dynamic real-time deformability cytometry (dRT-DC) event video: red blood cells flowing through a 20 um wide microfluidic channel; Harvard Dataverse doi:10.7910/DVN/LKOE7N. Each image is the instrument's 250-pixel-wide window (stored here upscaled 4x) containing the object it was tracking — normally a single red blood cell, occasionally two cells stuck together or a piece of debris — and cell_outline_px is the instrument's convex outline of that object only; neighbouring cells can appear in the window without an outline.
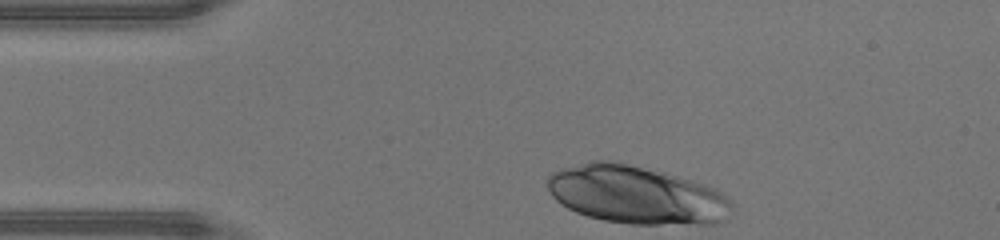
{"species": "human", "species_latin": "Homo sapiens", "temperature_condition": "warm", "stored_images_in_passage": 28, "camera_frame_rate_fps": 3000, "um_per_image_px": 0.085, "donor": {"sex": "male"}, "frame": {"image": 1, "passage_image": 1, "time_ms": 0.0, "image_size_px": [1000, 240], "cell_outline_px": [[732, 208], [716, 224], [632, 224], [604, 220], [588, 216], [576, 212], [568, 208], [556, 200], [552, 196], [548, 188], [548, 176], [552, 172], [560, 168], [592, 160], [608, 160], [628, 164], [664, 172], [704, 184], [716, 188], [728, 196], [732, 200]], "centroid_in_image_um": [54.08, 16.55], "position_along_channel_um": 30.9, "area_um2": 62.37}}
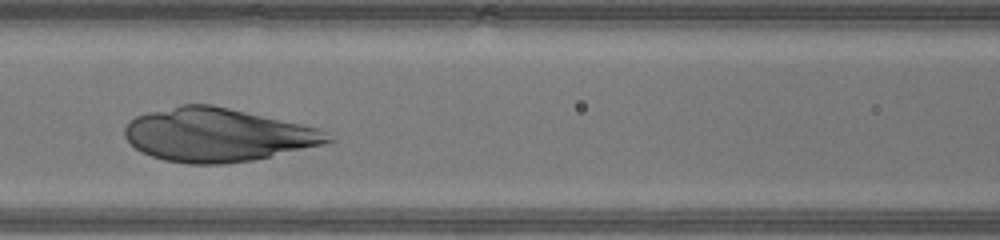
{"frame": {"image": 2, "passage_image": 12, "time_ms": 3.667, "image_size_px": [1000, 240], "cell_outline_px": [[336, 140], [324, 144], [252, 160], [224, 164], [188, 164], [164, 160], [140, 152], [124, 136], [124, 128], [136, 116], [148, 112], [180, 104], [212, 104], [300, 124], [316, 128], [324, 132]], "centroid_in_image_um": [18.44, 11.47], "position_along_channel_um": 148.2, "area_um2": 62.77}}
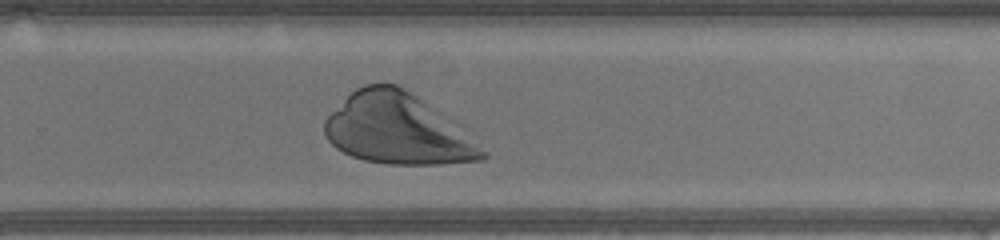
{"frame": {"image": 3, "passage_image": 22, "time_ms": 7.0, "image_size_px": [1000, 240], "cell_outline_px": [[488, 156], [484, 160], [440, 164], [388, 164], [364, 160], [352, 156], [336, 148], [328, 140], [324, 132], [324, 120], [356, 88], [364, 84], [396, 84], [404, 88], [416, 96], [432, 108], [488, 152]], "centroid_in_image_um": [33.74, 11.0], "position_along_channel_um": 296.1, "area_um2": 63.52}}